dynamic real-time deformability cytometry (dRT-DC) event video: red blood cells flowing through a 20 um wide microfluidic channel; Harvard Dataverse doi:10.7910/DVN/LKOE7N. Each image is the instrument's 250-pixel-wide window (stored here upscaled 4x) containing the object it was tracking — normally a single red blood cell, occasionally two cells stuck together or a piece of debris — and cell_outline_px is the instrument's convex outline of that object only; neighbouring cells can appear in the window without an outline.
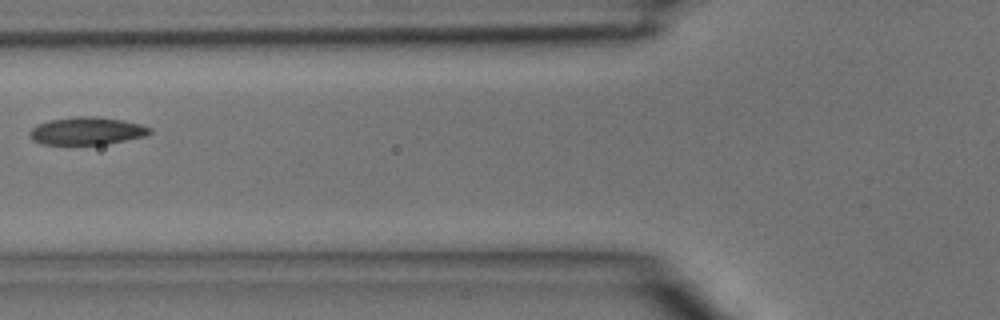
{"species": "common noctule bat (a hibernating species)", "species_latin": "Nyctalus noctula", "temperature_condition": "room temperature", "stored_images_in_passage": 2, "camera_frame_rate_fps": 3000, "um_per_image_px": 0.085, "animal": {"sex": "male", "body_mass_g": 15.6}, "frame": {"image": 1, "passage_image": 2, "time_ms": 0.333, "image_size_px": [1000, 320], "cell_outline_px": [[152, 132], [144, 136], [104, 144], [40, 144], [32, 140], [28, 136], [28, 132], [36, 124], [48, 120], [76, 116], [96, 116], [124, 120], [140, 124], [152, 128]], "centroid_in_image_um": [7.33, 11.12], "position_along_channel_um": 118.5, "area_um2": 19.48}}